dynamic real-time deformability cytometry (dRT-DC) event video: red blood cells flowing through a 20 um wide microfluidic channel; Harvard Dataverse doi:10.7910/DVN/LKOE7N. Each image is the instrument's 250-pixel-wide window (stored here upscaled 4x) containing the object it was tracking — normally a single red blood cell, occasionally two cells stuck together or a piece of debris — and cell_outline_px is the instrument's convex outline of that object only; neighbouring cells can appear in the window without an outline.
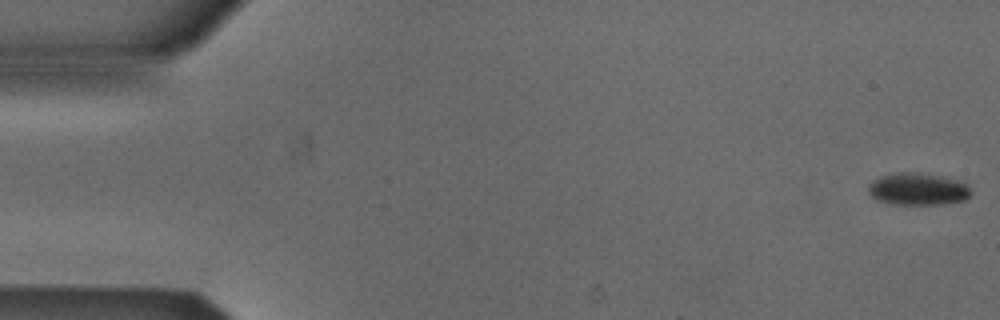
{"species": "Egyptian fruit bat (a non-hibernating species)", "species_latin": "Rousettus aegyptiacus", "temperature_condition": "cold", "stored_images_in_passage": 40, "camera_frame_rate_fps": 3000, "um_per_image_px": 0.085, "animal": {"sex": "male"}, "frame": {"image": 1, "passage_image": 1, "time_ms": 0.0, "image_size_px": [1000, 320], "cell_outline_px": [[972, 192], [964, 200], [944, 204], [892, 204], [876, 200], [868, 192], [868, 184], [872, 180], [880, 176], [900, 172], [920, 172], [964, 180], [968, 184]], "centroid_in_image_um": [78.04, 16.05], "position_along_channel_um": 7.0, "area_um2": 19.65}}
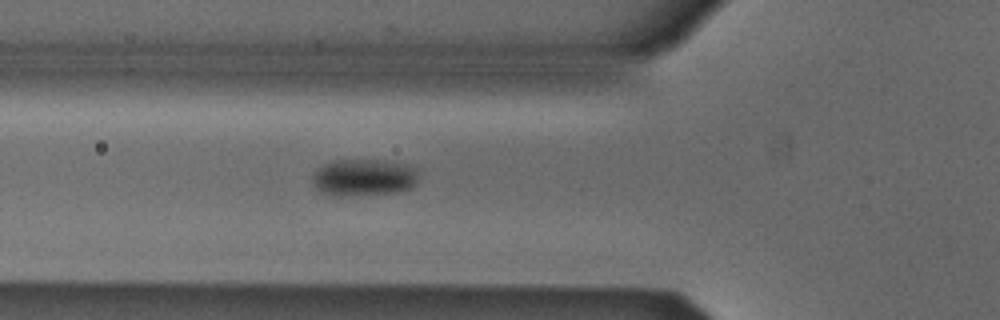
{"frame": {"image": 2, "passage_image": 19, "time_ms": 6.0, "image_size_px": [1000, 320], "cell_outline_px": [[416, 184], [412, 188], [400, 192], [348, 196], [332, 196], [320, 192], [312, 184], [312, 176], [324, 164], [332, 160], [384, 160], [404, 164], [416, 168]], "centroid_in_image_um": [30.9, 15.1], "position_along_channel_um": 94.9, "area_um2": 23.06}}
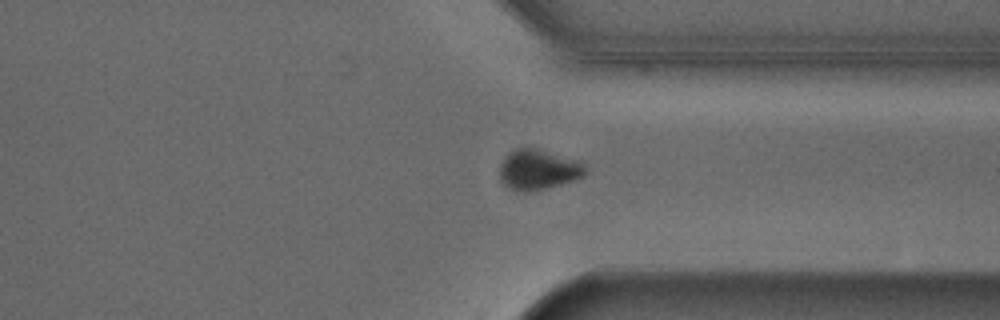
{"frame": {"image": 3, "passage_image": 40, "time_ms": 13.0, "image_size_px": [1000, 320], "cell_outline_px": [[584, 176], [576, 180], [532, 192], [520, 192], [508, 188], [500, 180], [500, 164], [504, 156], [508, 152], [516, 148], [540, 148], [576, 160], [584, 164]], "centroid_in_image_um": [45.71, 14.42], "position_along_channel_um": 365.7, "area_um2": 20.35}, "authors_computed_cell_mechanics": {"area_um2": 22.0796, "velocity_mm_per_s": 3.8752, "shape_relaxation_time_tau1_ms": 3.5995, "shape_relaxation_time_tau2_ms": null, "deformation_change_tau1": 0.0814, "deformation_change_tau2": null}}